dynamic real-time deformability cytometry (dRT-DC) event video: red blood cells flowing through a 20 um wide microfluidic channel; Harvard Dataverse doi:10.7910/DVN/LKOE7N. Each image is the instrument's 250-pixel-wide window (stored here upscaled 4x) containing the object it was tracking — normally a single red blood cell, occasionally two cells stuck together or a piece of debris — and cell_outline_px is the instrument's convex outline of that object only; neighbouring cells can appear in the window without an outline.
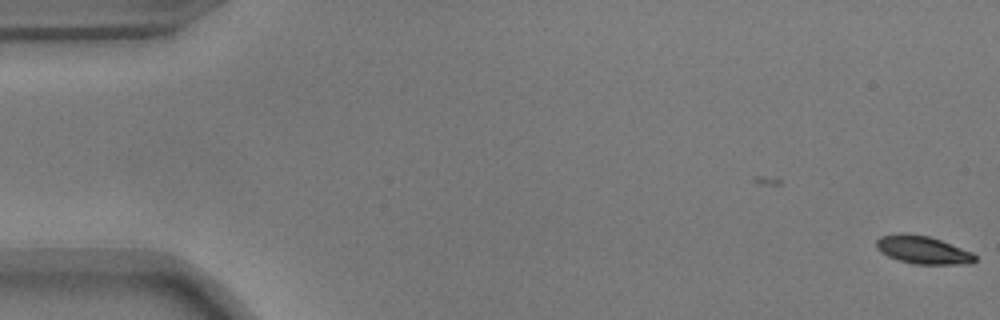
{"species": "common noctule bat (a hibernating species)", "species_latin": "Nyctalus noctula", "temperature_condition": "warm", "stored_images_in_passage": 50, "camera_frame_rate_fps": 3000, "um_per_image_px": 0.085, "animal": {"sex": "male", "body_mass_g": 17.9}, "frame": {"image": 1, "passage_image": 1, "time_ms": 0.0, "image_size_px": [1000, 320], "cell_outline_px": [[976, 260], [972, 264], [916, 264], [900, 260], [888, 256], [880, 252], [876, 248], [876, 240], [880, 236], [896, 232], [904, 232], [928, 236], [940, 240], [972, 252], [976, 256]], "centroid_in_image_um": [78.41, 21.22], "position_along_channel_um": 6.6, "area_um2": 16.18}}
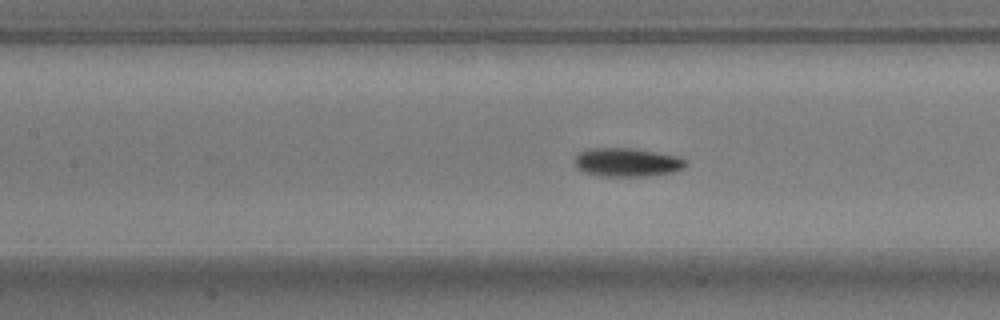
{"frame": {"image": 2, "passage_image": 25, "time_ms": 8.0, "image_size_px": [1000, 320], "cell_outline_px": [[688, 164], [684, 168], [672, 172], [648, 176], [604, 176], [584, 172], [576, 168], [576, 156], [580, 152], [588, 148], [632, 148], [676, 156], [688, 160]], "centroid_in_image_um": [53.32, 13.8], "position_along_channel_um": 154.1, "area_um2": 18.44}}
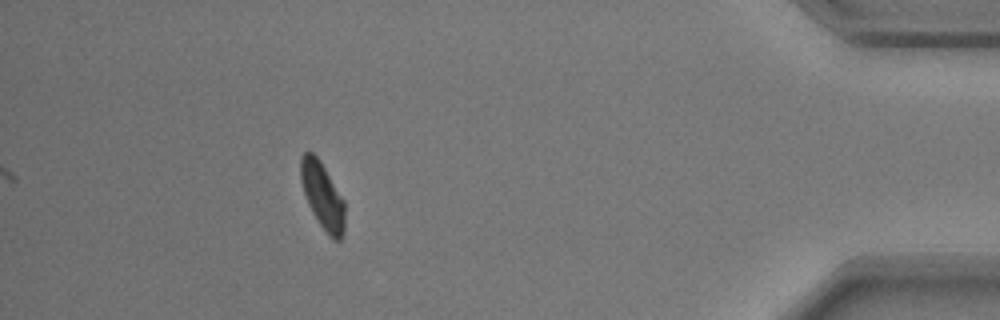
{"frame": {"image": 3, "passage_image": 50, "time_ms": 16.333, "image_size_px": [1000, 320], "cell_outline_px": [[344, 232], [340, 240], [332, 240], [320, 224], [312, 212], [308, 204], [300, 180], [300, 156], [304, 152], [312, 152], [320, 160], [344, 200]], "centroid_in_image_um": [27.4, 16.63], "position_along_channel_um": 407.8, "area_um2": 17.05}, "authors_computed_cell_mechanics": {"area_um2": 17.3978, "velocity_mm_per_s": 3.6844, "shape_relaxation_time_tau1_ms": 2.4707, "shape_relaxation_time_tau2_ms": null, "deformation_change_tau1": 0.1192, "deformation_change_tau2": null}}